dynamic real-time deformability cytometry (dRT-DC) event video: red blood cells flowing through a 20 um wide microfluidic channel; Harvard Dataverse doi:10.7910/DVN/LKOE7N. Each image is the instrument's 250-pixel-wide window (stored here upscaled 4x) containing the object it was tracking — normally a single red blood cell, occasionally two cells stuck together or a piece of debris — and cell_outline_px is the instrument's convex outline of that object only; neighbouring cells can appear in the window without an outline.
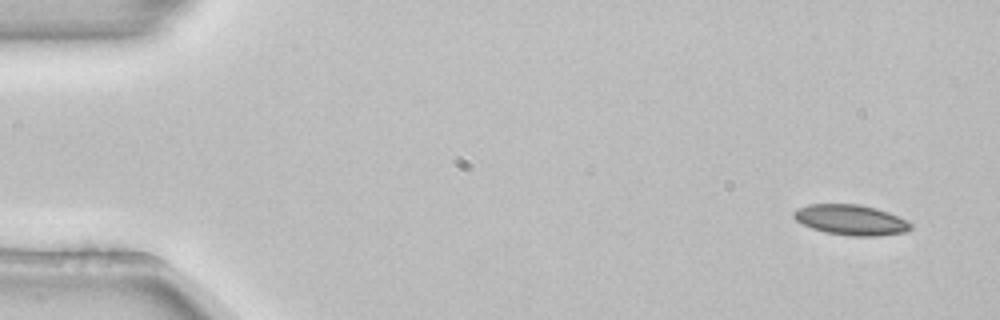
{"species": "common noctule bat (a hibernating species)", "species_latin": "Nyctalus noctula", "temperature_condition": "room temperature", "stored_images_in_passage": 5, "segment_of_instrument_passage": [2, 2], "camera_frame_rate_fps": 3000, "um_per_image_px": 0.085, "animal": {"sex": "female", "body_mass_g": 22.7, "forearm_length_mm": 54.2}, "frame": {"image": 1, "passage_image": 5, "time_ms": 1.333, "image_size_px": [1000, 320], "cell_outline_px": [[912, 228], [904, 232], [876, 236], [852, 236], [824, 232], [812, 228], [796, 220], [792, 216], [792, 212], [796, 208], [808, 204], [856, 204], [876, 208], [888, 212], [912, 224]], "centroid_in_image_um": [72.27, 18.68], "position_along_channel_um": 12.7, "area_um2": 20.58}}